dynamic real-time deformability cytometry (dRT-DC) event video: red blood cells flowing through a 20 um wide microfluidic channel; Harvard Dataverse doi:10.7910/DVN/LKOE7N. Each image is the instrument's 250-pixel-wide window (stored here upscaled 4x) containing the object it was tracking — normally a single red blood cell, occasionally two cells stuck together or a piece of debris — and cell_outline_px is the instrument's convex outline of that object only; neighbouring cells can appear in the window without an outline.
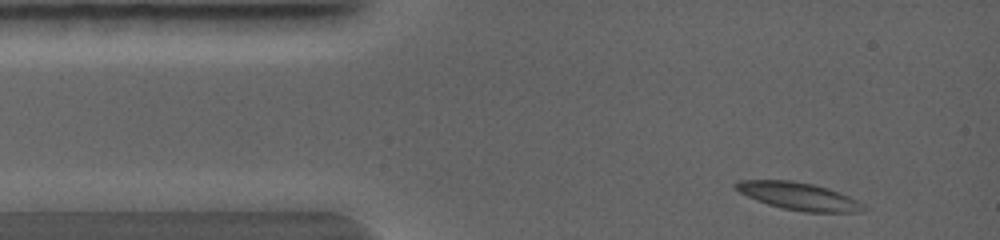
{"species": "common noctule bat (a hibernating species)", "species_latin": "Nyctalus noctula", "temperature_condition": "warm", "stored_images_in_passage": 6, "camera_frame_rate_fps": 5000, "um_per_image_px": 0.085, "animal": {"sex": "female", "body_mass_g": 19.0, "forearm_length_mm": 56.7}, "frame": {"image": 1, "passage_image": 1, "time_ms": 0.0, "image_size_px": [1000, 240], "cell_outline_px": [[868, 208], [860, 212], [804, 212], [780, 208], [756, 200], [732, 188], [732, 184], [736, 180], [792, 180], [812, 184], [828, 188], [840, 192], [856, 200]], "centroid_in_image_um": [67.84, 16.67], "position_along_channel_um": 17.2, "area_um2": 20.63}}
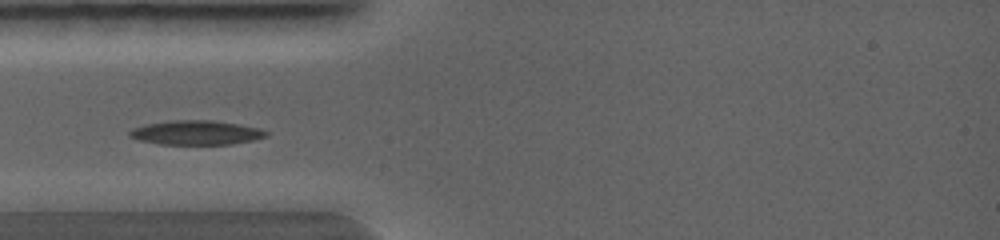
{"frame": {"image": 2, "passage_image": 4, "time_ms": 1.6, "image_size_px": [1000, 240], "cell_outline_px": [[268, 136], [252, 140], [232, 144], [160, 144], [140, 140], [128, 136], [128, 132], [132, 128], [144, 124], [168, 120], [212, 120], [260, 128], [268, 132]], "centroid_in_image_um": [16.64, 11.27], "position_along_channel_um": 68.4, "area_um2": 19.36}}
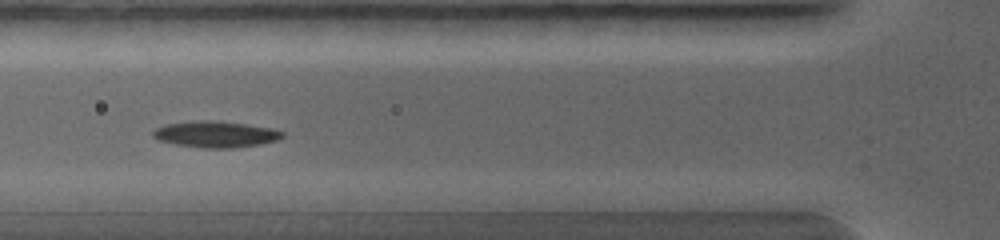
{"frame": {"image": 3, "passage_image": 5, "time_ms": 2.2, "image_size_px": [1000, 240], "cell_outline_px": [[284, 136], [276, 140], [260, 144], [232, 148], [204, 148], [176, 144], [156, 140], [152, 136], [152, 132], [156, 128], [164, 124], [196, 120], [212, 120], [244, 124], [272, 128], [284, 132]], "centroid_in_image_um": [18.28, 11.41], "position_along_channel_um": 107.5, "area_um2": 19.83}}